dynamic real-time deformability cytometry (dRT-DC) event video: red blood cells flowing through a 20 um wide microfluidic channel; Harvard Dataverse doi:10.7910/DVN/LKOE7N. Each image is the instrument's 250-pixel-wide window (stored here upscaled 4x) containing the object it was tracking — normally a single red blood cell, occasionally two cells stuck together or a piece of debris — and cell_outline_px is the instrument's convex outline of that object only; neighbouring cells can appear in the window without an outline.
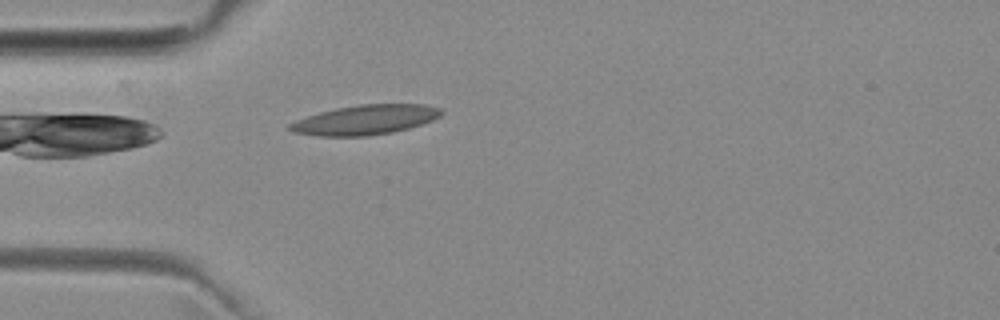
{"species": "common noctule bat (a hibernating species)", "species_latin": "Nyctalus noctula", "temperature_condition": "room temperature", "stored_images_in_passage": 3, "camera_frame_rate_fps": 3000, "um_per_image_px": 0.085, "animal": {"sex": "female", "body_mass_g": 29.2, "forearm_length_mm": 56.3}, "frame": {"image": 1, "passage_image": 3, "time_ms": 2.667, "image_size_px": [1000, 320], "cell_outline_px": [[444, 112], [440, 116], [432, 120], [408, 128], [392, 132], [368, 136], [316, 136], [292, 132], [288, 128], [288, 124], [296, 120], [320, 112], [336, 108], [360, 104], [424, 104], [440, 108]], "centroid_in_image_um": [31.03, 10.18], "position_along_channel_um": 54.0, "area_um2": 26.18}}